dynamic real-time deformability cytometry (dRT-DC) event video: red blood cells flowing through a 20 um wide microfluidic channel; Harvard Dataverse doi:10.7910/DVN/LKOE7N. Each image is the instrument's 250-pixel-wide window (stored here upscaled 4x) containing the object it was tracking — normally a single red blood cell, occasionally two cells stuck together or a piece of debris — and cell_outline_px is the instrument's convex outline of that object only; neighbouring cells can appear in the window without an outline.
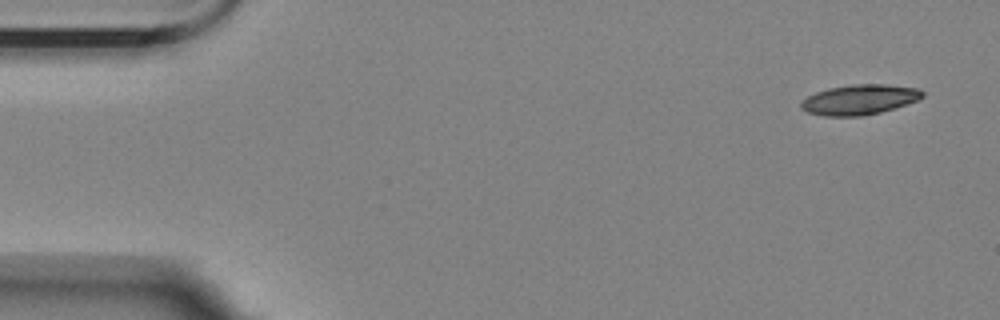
{"species": "Egyptian fruit bat (a non-hibernating species)", "species_latin": "Rousettus aegyptiacus", "temperature_condition": "room temperature", "stored_images_in_passage": 4, "segment_of_instrument_passage": [2, 2], "camera_frame_rate_fps": 3000, "um_per_image_px": 0.085, "animal": {"sex": "female"}, "frame": {"image": 1, "passage_image": 4, "time_ms": 4.333, "image_size_px": [1000, 320], "cell_outline_px": [[924, 96], [916, 100], [880, 112], [860, 116], [824, 116], [808, 112], [800, 108], [800, 104], [808, 96], [816, 92], [828, 88], [852, 84], [888, 84], [920, 88], [924, 92]], "centroid_in_image_um": [73.05, 8.45], "position_along_channel_um": 11.9, "area_um2": 21.15}}